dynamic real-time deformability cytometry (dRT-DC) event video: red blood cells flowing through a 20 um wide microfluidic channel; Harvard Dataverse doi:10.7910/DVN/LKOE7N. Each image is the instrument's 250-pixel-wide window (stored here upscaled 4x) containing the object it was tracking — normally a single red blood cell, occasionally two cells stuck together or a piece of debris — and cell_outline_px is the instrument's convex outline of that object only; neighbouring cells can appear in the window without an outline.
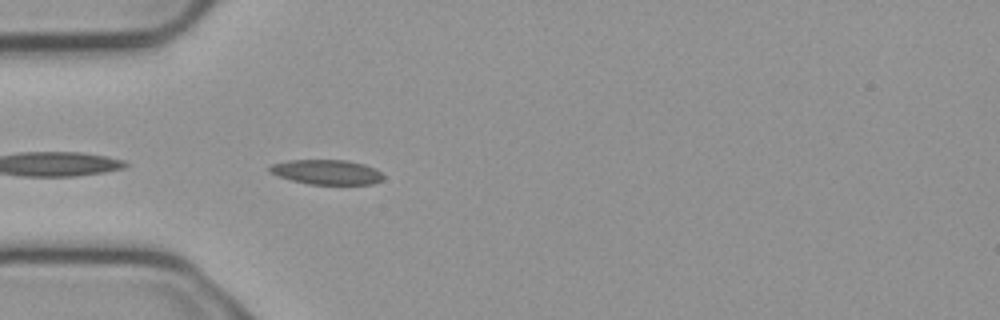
{"species": "common noctule bat (a hibernating species)", "species_latin": "Nyctalus noctula", "temperature_condition": "cold", "stored_images_in_passage": 8, "camera_frame_rate_fps": 3000, "um_per_image_px": 0.085, "animal": {"sex": "male", "body_mass_g": 23.1, "forearm_length_mm": 52.7}, "frame": {"image": 1, "passage_image": 1, "time_ms": 0.0, "image_size_px": [1000, 320], "cell_outline_px": [[384, 176], [380, 180], [372, 184], [308, 184], [292, 180], [268, 172], [268, 168], [272, 164], [288, 160], [344, 160], [364, 164], [380, 172]], "centroid_in_image_um": [27.73, 14.62], "position_along_channel_um": 57.3, "area_um2": 16.18}}
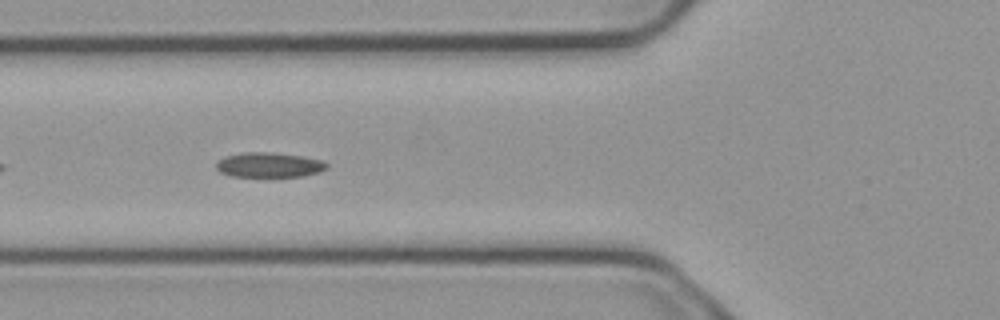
{"frame": {"image": 2, "passage_image": 5, "time_ms": 1.333, "image_size_px": [1000, 320], "cell_outline_px": [[328, 168], [320, 172], [304, 176], [232, 176], [220, 172], [216, 168], [216, 164], [220, 160], [228, 156], [240, 152], [272, 152], [304, 156], [320, 160], [328, 164]], "centroid_in_image_um": [22.91, 14.01], "position_along_channel_um": 102.9, "area_um2": 15.95}}